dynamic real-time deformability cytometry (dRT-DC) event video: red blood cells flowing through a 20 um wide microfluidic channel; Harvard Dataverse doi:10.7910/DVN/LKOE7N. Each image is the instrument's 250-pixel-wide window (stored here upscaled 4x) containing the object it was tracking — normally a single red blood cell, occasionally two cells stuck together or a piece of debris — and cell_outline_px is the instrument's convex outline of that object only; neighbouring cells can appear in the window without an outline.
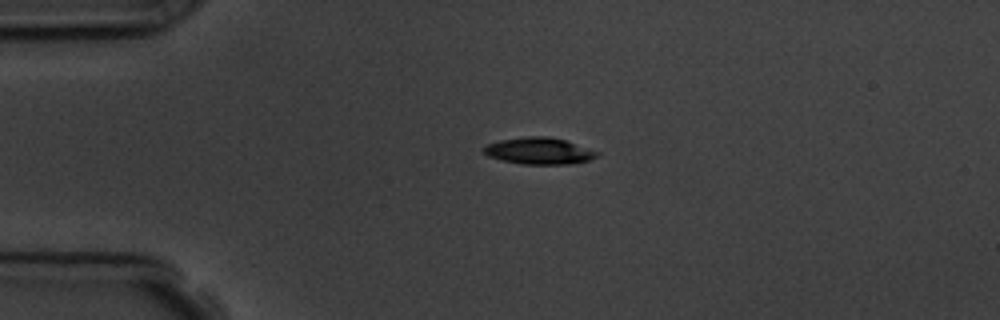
{"species": "common noctule bat (a hibernating species)", "species_latin": "Nyctalus noctula", "temperature_condition": "room temperature", "stored_images_in_passage": 3, "camera_frame_rate_fps": 3000, "um_per_image_px": 0.085, "animal": {"sex": "male", "body_mass_g": 19.5, "forearm_length_mm": 54.6}, "frame": {"image": 1, "passage_image": 1, "time_ms": 0.0, "image_size_px": [1000, 320], "cell_outline_px": [[600, 156], [588, 160], [572, 164], [520, 164], [500, 160], [488, 156], [484, 152], [484, 148], [488, 144], [500, 140], [524, 136], [548, 136], [564, 140], [600, 152]], "centroid_in_image_um": [45.83, 12.83], "position_along_channel_um": 39.2, "area_um2": 17.63}}